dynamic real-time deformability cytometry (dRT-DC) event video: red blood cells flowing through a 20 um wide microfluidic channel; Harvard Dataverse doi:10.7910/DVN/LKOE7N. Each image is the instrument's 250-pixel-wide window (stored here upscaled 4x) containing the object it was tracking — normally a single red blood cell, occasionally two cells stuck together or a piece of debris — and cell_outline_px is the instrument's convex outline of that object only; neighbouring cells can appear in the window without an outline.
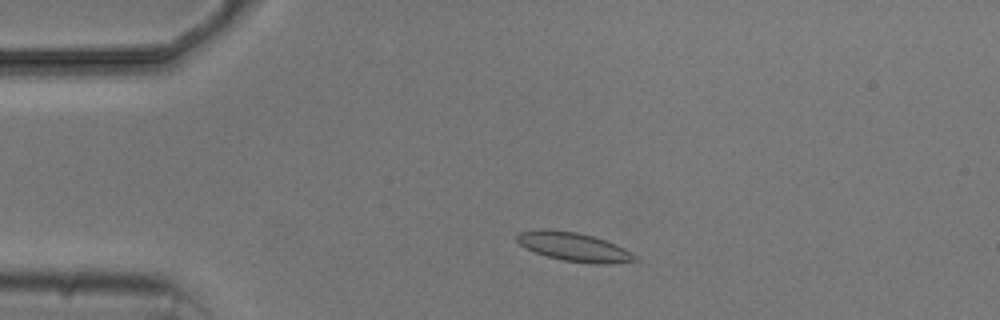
{"species": "common noctule bat (a hibernating species)", "species_latin": "Nyctalus noctula", "temperature_condition": "cold", "stored_images_in_passage": 3, "camera_frame_rate_fps": 3000, "um_per_image_px": 0.085, "animal": {"sex": "male", "body_mass_g": 20.5, "forearm_length_mm": 52.5}, "frame": {"image": 1, "passage_image": 2, "time_ms": 1.0, "image_size_px": [1000, 320], "cell_outline_px": [[640, 260], [608, 264], [596, 264], [564, 260], [548, 256], [536, 252], [520, 244], [516, 240], [516, 236], [520, 232], [548, 228], [576, 232], [592, 236], [616, 244], [624, 248], [636, 256]], "centroid_in_image_um": [48.81, 20.98], "position_along_channel_um": 36.2, "area_um2": 19.54}}